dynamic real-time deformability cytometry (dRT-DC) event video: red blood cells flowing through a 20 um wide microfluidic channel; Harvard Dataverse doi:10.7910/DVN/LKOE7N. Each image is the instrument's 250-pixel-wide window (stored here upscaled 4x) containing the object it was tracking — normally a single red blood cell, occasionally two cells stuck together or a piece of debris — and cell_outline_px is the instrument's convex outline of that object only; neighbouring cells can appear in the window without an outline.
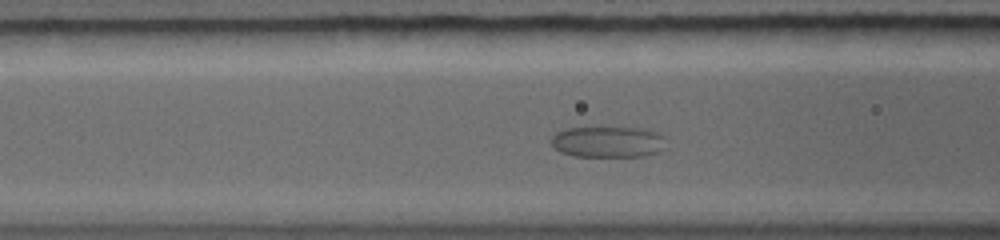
{"species": "common noctule bat (a hibernating species)", "species_latin": "Nyctalus noctula", "temperature_condition": "warm", "stored_images_in_passage": 19, "camera_frame_rate_fps": 5000, "um_per_image_px": 0.085, "animal": {"sex": "female", "body_mass_g": 19.0, "forearm_length_mm": 56.7}, "frame": {"image": 1, "passage_image": 9, "time_ms": 3.8, "image_size_px": [1000, 240], "cell_outline_px": [[664, 136], [656, 152], [644, 156], [572, 156], [560, 152], [552, 144], [552, 136], [556, 132], [568, 128], [636, 128], [660, 132]], "centroid_in_image_um": [51.6, 12.06], "position_along_channel_um": 115.0, "area_um2": 20.29}}